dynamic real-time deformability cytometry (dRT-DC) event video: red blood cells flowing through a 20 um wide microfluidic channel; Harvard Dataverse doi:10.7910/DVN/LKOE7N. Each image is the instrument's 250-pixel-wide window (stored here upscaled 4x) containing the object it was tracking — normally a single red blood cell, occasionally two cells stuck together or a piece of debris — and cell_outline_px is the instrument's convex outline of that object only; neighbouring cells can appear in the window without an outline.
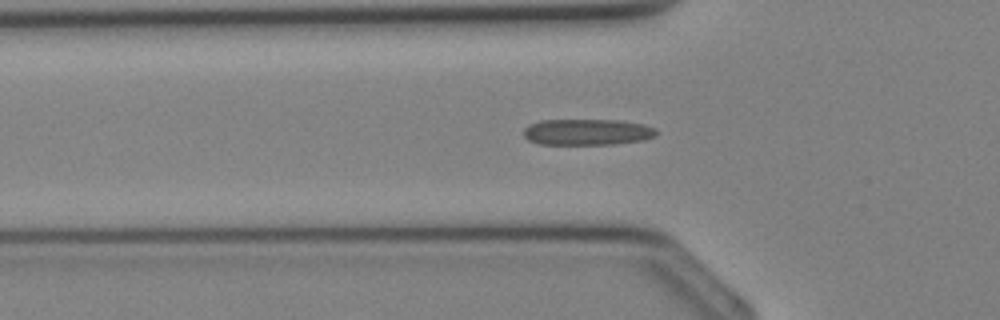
{"species": "Egyptian fruit bat (a non-hibernating species)", "species_latin": "Rousettus aegyptiacus", "temperature_condition": "cold", "stored_images_in_passage": 29, "camera_frame_rate_fps": 3000, "um_per_image_px": 0.085, "animal": {"sex": "female"}, "frame": {"image": 1, "passage_image": 8, "time_ms": 2.333, "image_size_px": [1000, 320], "cell_outline_px": [[660, 132], [656, 136], [644, 140], [612, 144], [540, 144], [528, 140], [524, 136], [524, 128], [528, 124], [540, 120], [620, 120], [644, 124], [656, 128]], "centroid_in_image_um": [49.95, 11.21], "position_along_channel_um": 75.9, "area_um2": 20.46}}
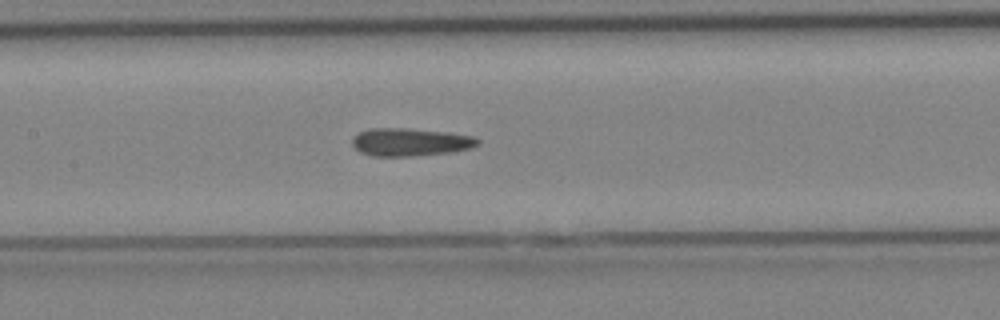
{"frame": {"image": 2, "passage_image": 13, "time_ms": 4.0, "image_size_px": [1000, 320], "cell_outline_px": [[480, 144], [472, 148], [448, 152], [412, 156], [372, 156], [360, 152], [352, 144], [352, 136], [368, 128], [408, 128], [448, 132], [472, 136], [480, 140]], "centroid_in_image_um": [34.86, 12.07], "position_along_channel_um": 172.5, "area_um2": 20.46}}
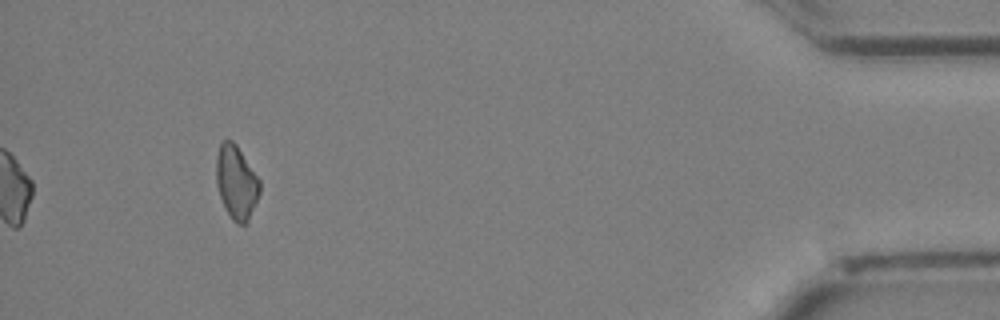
{"frame": {"image": 3, "passage_image": 29, "time_ms": 9.333, "image_size_px": [1000, 320], "cell_outline_px": [[260, 192], [248, 220], [244, 224], [240, 224], [232, 220], [220, 196], [216, 184], [216, 156], [220, 144], [224, 140], [232, 140], [236, 144], [260, 180]], "centroid_in_image_um": [20.08, 15.47], "position_along_channel_um": 415.1, "area_um2": 18.38}}